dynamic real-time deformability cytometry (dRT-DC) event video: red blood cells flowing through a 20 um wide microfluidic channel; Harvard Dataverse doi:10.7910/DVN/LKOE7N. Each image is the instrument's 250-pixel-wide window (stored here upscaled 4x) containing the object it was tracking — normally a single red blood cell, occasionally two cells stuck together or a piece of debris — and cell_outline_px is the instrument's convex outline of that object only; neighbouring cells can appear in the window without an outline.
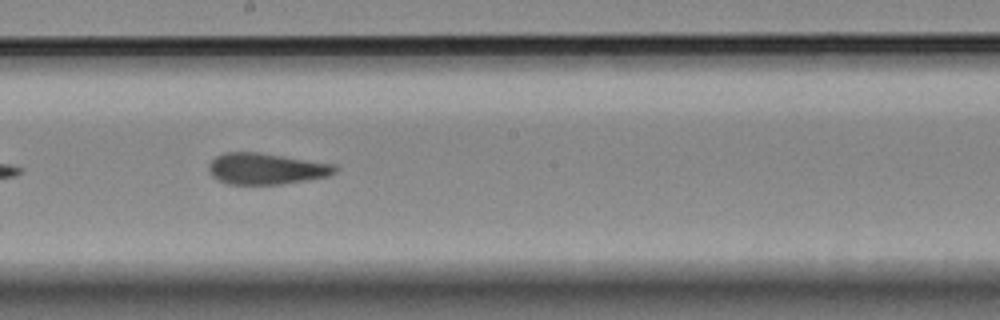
{"species": "Egyptian fruit bat (a non-hibernating species)", "species_latin": "Rousettus aegyptiacus", "temperature_condition": "room temperature", "stored_images_in_passage": 29, "camera_frame_rate_fps": 3000, "um_per_image_px": 0.085, "animal": {"sex": "female"}, "frame": {"image": 1, "passage_image": 19, "time_ms": 6.0, "image_size_px": [1000, 320], "cell_outline_px": [[336, 172], [328, 176], [280, 184], [228, 184], [212, 176], [208, 172], [208, 164], [216, 156], [224, 152], [256, 152], [336, 164]], "centroid_in_image_um": [22.59, 14.33], "position_along_channel_um": 225.6, "area_um2": 22.83}}